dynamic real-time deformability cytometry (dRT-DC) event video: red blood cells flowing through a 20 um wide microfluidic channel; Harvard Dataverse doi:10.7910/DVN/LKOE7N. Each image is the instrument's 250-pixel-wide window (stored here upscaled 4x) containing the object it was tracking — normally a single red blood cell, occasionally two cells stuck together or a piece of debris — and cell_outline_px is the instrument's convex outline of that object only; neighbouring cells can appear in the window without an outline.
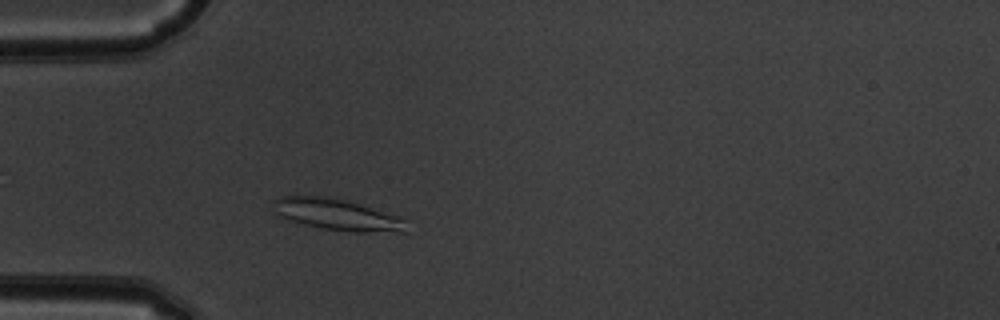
{"species": "common noctule bat (a hibernating species)", "species_latin": "Nyctalus noctula", "temperature_condition": "warm", "stored_images_in_passage": 43, "camera_frame_rate_fps": 3000, "um_per_image_px": 0.085, "animal": {"sex": "male", "body_mass_g": 19.5, "forearm_length_mm": 54.6}, "frame": {"image": 1, "passage_image": 7, "time_ms": 2.0, "image_size_px": [1000, 320], "cell_outline_px": [[412, 220], [408, 232], [356, 232], [324, 228], [304, 224], [280, 216], [276, 212], [272, 200], [280, 196], [336, 196], [404, 216]], "centroid_in_image_um": [28.86, 18.23], "position_along_channel_um": 56.1, "area_um2": 25.26}}
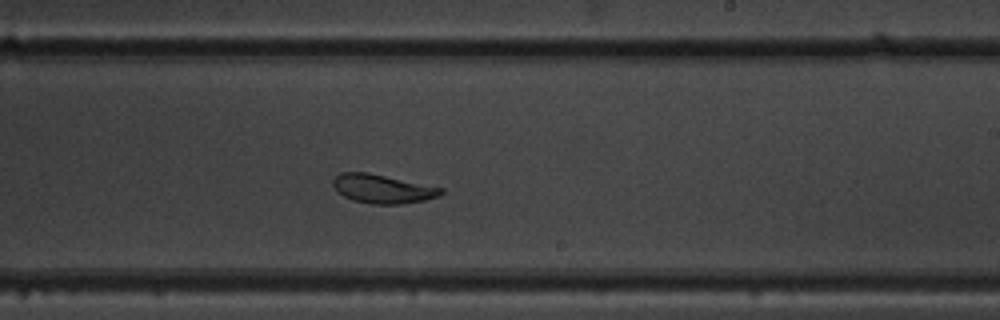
{"frame": {"image": 2, "passage_image": 23, "time_ms": 7.333, "image_size_px": [1000, 320], "cell_outline_px": [[444, 192], [440, 196], [424, 200], [404, 204], [372, 204], [352, 200], [336, 192], [332, 184], [332, 180], [340, 172], [368, 172], [444, 188]], "centroid_in_image_um": [32.51, 16.05], "position_along_channel_um": 256.5, "area_um2": 18.32}}
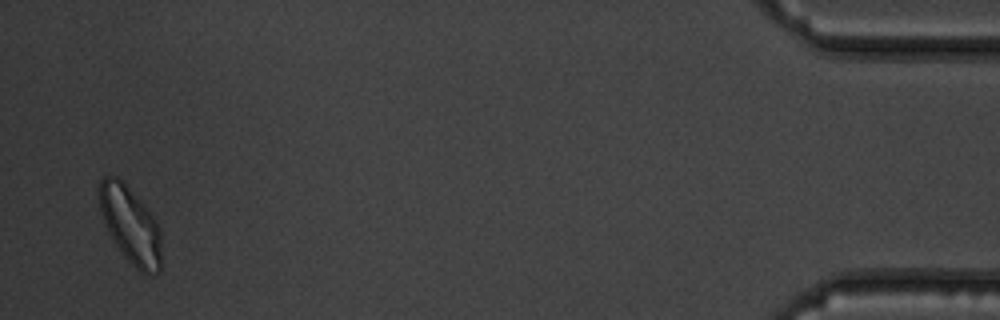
{"frame": {"image": 3, "passage_image": 42, "time_ms": 13.667, "image_size_px": [1000, 320], "cell_outline_px": [[160, 272], [140, 272], [124, 256], [108, 232], [104, 224], [100, 212], [100, 180], [104, 176], [116, 176], [144, 204], [156, 220], [160, 228]], "centroid_in_image_um": [11.08, 19.12], "position_along_channel_um": 424.1, "area_um2": 27.22}, "authors_computed_cell_mechanics": {"area_um2": 20.4034, "velocity_mm_per_s": 3.8968, "shape_relaxation_time_tau1_ms": 4.0937, "shape_relaxation_time_tau2_ms": 5.4583, "deformation_change_tau1": 0.1085, "deformation_change_tau2": 0.1088}}